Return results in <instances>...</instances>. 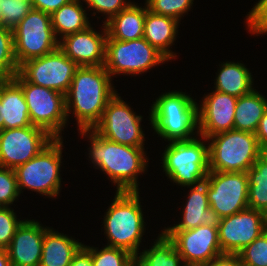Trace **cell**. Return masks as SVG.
Masks as SVG:
<instances>
[{"label": "cell", "mask_w": 267, "mask_h": 266, "mask_svg": "<svg viewBox=\"0 0 267 266\" xmlns=\"http://www.w3.org/2000/svg\"><path fill=\"white\" fill-rule=\"evenodd\" d=\"M78 131L90 142L88 160L95 169L108 175L107 179L116 186V192L140 190L138 176L145 174L150 160L144 151L145 147H131L109 141L93 129Z\"/></svg>", "instance_id": "obj_1"}, {"label": "cell", "mask_w": 267, "mask_h": 266, "mask_svg": "<svg viewBox=\"0 0 267 266\" xmlns=\"http://www.w3.org/2000/svg\"><path fill=\"white\" fill-rule=\"evenodd\" d=\"M104 66L79 67L65 94L67 120L72 113L78 130L93 129L109 100L118 92Z\"/></svg>", "instance_id": "obj_2"}, {"label": "cell", "mask_w": 267, "mask_h": 266, "mask_svg": "<svg viewBox=\"0 0 267 266\" xmlns=\"http://www.w3.org/2000/svg\"><path fill=\"white\" fill-rule=\"evenodd\" d=\"M193 98L182 90H172L165 91L152 102L148 118L158 137L169 143L199 136L198 103Z\"/></svg>", "instance_id": "obj_3"}, {"label": "cell", "mask_w": 267, "mask_h": 266, "mask_svg": "<svg viewBox=\"0 0 267 266\" xmlns=\"http://www.w3.org/2000/svg\"><path fill=\"white\" fill-rule=\"evenodd\" d=\"M115 194L102 222L107 245L125 249L136 257L146 231L140 192L119 191Z\"/></svg>", "instance_id": "obj_4"}, {"label": "cell", "mask_w": 267, "mask_h": 266, "mask_svg": "<svg viewBox=\"0 0 267 266\" xmlns=\"http://www.w3.org/2000/svg\"><path fill=\"white\" fill-rule=\"evenodd\" d=\"M161 156L167 179L184 189L205 182L210 172L208 140L203 136L169 142Z\"/></svg>", "instance_id": "obj_5"}, {"label": "cell", "mask_w": 267, "mask_h": 266, "mask_svg": "<svg viewBox=\"0 0 267 266\" xmlns=\"http://www.w3.org/2000/svg\"><path fill=\"white\" fill-rule=\"evenodd\" d=\"M207 140L210 171L247 172L264 152L251 132L233 129Z\"/></svg>", "instance_id": "obj_6"}, {"label": "cell", "mask_w": 267, "mask_h": 266, "mask_svg": "<svg viewBox=\"0 0 267 266\" xmlns=\"http://www.w3.org/2000/svg\"><path fill=\"white\" fill-rule=\"evenodd\" d=\"M63 141L55 138L38 155L14 169L20 194L28 189L49 198L58 197L62 186Z\"/></svg>", "instance_id": "obj_7"}, {"label": "cell", "mask_w": 267, "mask_h": 266, "mask_svg": "<svg viewBox=\"0 0 267 266\" xmlns=\"http://www.w3.org/2000/svg\"><path fill=\"white\" fill-rule=\"evenodd\" d=\"M169 60L144 38L129 41L106 40L104 67L111 78L137 76Z\"/></svg>", "instance_id": "obj_8"}, {"label": "cell", "mask_w": 267, "mask_h": 266, "mask_svg": "<svg viewBox=\"0 0 267 266\" xmlns=\"http://www.w3.org/2000/svg\"><path fill=\"white\" fill-rule=\"evenodd\" d=\"M13 79L23 90L31 124L44 129L54 138H63L62 131L64 132L69 123L66 116L65 95L29 83L19 73Z\"/></svg>", "instance_id": "obj_9"}, {"label": "cell", "mask_w": 267, "mask_h": 266, "mask_svg": "<svg viewBox=\"0 0 267 266\" xmlns=\"http://www.w3.org/2000/svg\"><path fill=\"white\" fill-rule=\"evenodd\" d=\"M12 31L18 66L59 48V40L52 28L51 15L41 10L29 11Z\"/></svg>", "instance_id": "obj_10"}, {"label": "cell", "mask_w": 267, "mask_h": 266, "mask_svg": "<svg viewBox=\"0 0 267 266\" xmlns=\"http://www.w3.org/2000/svg\"><path fill=\"white\" fill-rule=\"evenodd\" d=\"M143 116L137 115L117 92L107 103L101 120L93 130L103 138L131 147H144L145 134L141 121Z\"/></svg>", "instance_id": "obj_11"}, {"label": "cell", "mask_w": 267, "mask_h": 266, "mask_svg": "<svg viewBox=\"0 0 267 266\" xmlns=\"http://www.w3.org/2000/svg\"><path fill=\"white\" fill-rule=\"evenodd\" d=\"M210 208L221 218L248 208V175L246 172L210 171L205 180Z\"/></svg>", "instance_id": "obj_12"}, {"label": "cell", "mask_w": 267, "mask_h": 266, "mask_svg": "<svg viewBox=\"0 0 267 266\" xmlns=\"http://www.w3.org/2000/svg\"><path fill=\"white\" fill-rule=\"evenodd\" d=\"M79 66L59 48L19 66L18 73L29 83L66 94Z\"/></svg>", "instance_id": "obj_13"}, {"label": "cell", "mask_w": 267, "mask_h": 266, "mask_svg": "<svg viewBox=\"0 0 267 266\" xmlns=\"http://www.w3.org/2000/svg\"><path fill=\"white\" fill-rule=\"evenodd\" d=\"M55 138L31 125L0 131V167L15 169L38 155Z\"/></svg>", "instance_id": "obj_14"}, {"label": "cell", "mask_w": 267, "mask_h": 266, "mask_svg": "<svg viewBox=\"0 0 267 266\" xmlns=\"http://www.w3.org/2000/svg\"><path fill=\"white\" fill-rule=\"evenodd\" d=\"M175 245L185 265L206 266L223 255L218 227L200 225L190 230H162Z\"/></svg>", "instance_id": "obj_15"}, {"label": "cell", "mask_w": 267, "mask_h": 266, "mask_svg": "<svg viewBox=\"0 0 267 266\" xmlns=\"http://www.w3.org/2000/svg\"><path fill=\"white\" fill-rule=\"evenodd\" d=\"M267 230L263 212L247 208L221 218L218 225L219 245L223 254H237Z\"/></svg>", "instance_id": "obj_16"}, {"label": "cell", "mask_w": 267, "mask_h": 266, "mask_svg": "<svg viewBox=\"0 0 267 266\" xmlns=\"http://www.w3.org/2000/svg\"><path fill=\"white\" fill-rule=\"evenodd\" d=\"M101 28L98 32L90 25L85 30L66 35L59 40V49L79 67L104 66L108 33L104 23Z\"/></svg>", "instance_id": "obj_17"}, {"label": "cell", "mask_w": 267, "mask_h": 266, "mask_svg": "<svg viewBox=\"0 0 267 266\" xmlns=\"http://www.w3.org/2000/svg\"><path fill=\"white\" fill-rule=\"evenodd\" d=\"M202 98L198 104L199 136L208 138L233 130L237 97L212 90Z\"/></svg>", "instance_id": "obj_18"}, {"label": "cell", "mask_w": 267, "mask_h": 266, "mask_svg": "<svg viewBox=\"0 0 267 266\" xmlns=\"http://www.w3.org/2000/svg\"><path fill=\"white\" fill-rule=\"evenodd\" d=\"M42 223L23 219L7 248L11 266H40L45 231Z\"/></svg>", "instance_id": "obj_19"}, {"label": "cell", "mask_w": 267, "mask_h": 266, "mask_svg": "<svg viewBox=\"0 0 267 266\" xmlns=\"http://www.w3.org/2000/svg\"><path fill=\"white\" fill-rule=\"evenodd\" d=\"M186 204L183 206L181 221L163 230H190L200 225L218 227L221 217L214 212L209 205L207 195V183L202 182L196 186H188Z\"/></svg>", "instance_id": "obj_20"}, {"label": "cell", "mask_w": 267, "mask_h": 266, "mask_svg": "<svg viewBox=\"0 0 267 266\" xmlns=\"http://www.w3.org/2000/svg\"><path fill=\"white\" fill-rule=\"evenodd\" d=\"M31 125L23 90L13 78H9L0 93V131Z\"/></svg>", "instance_id": "obj_21"}, {"label": "cell", "mask_w": 267, "mask_h": 266, "mask_svg": "<svg viewBox=\"0 0 267 266\" xmlns=\"http://www.w3.org/2000/svg\"><path fill=\"white\" fill-rule=\"evenodd\" d=\"M180 21L151 12L146 5V17L143 30V38L169 61L177 57V53L171 50L178 35Z\"/></svg>", "instance_id": "obj_22"}, {"label": "cell", "mask_w": 267, "mask_h": 266, "mask_svg": "<svg viewBox=\"0 0 267 266\" xmlns=\"http://www.w3.org/2000/svg\"><path fill=\"white\" fill-rule=\"evenodd\" d=\"M137 4L131 2L105 23L108 33L107 39L129 41L143 38L146 4L143 7Z\"/></svg>", "instance_id": "obj_23"}, {"label": "cell", "mask_w": 267, "mask_h": 266, "mask_svg": "<svg viewBox=\"0 0 267 266\" xmlns=\"http://www.w3.org/2000/svg\"><path fill=\"white\" fill-rule=\"evenodd\" d=\"M83 245L79 239L49 227L44 234L40 266H69Z\"/></svg>", "instance_id": "obj_24"}, {"label": "cell", "mask_w": 267, "mask_h": 266, "mask_svg": "<svg viewBox=\"0 0 267 266\" xmlns=\"http://www.w3.org/2000/svg\"><path fill=\"white\" fill-rule=\"evenodd\" d=\"M214 90L237 98L254 90V77L244 63L226 61L219 64Z\"/></svg>", "instance_id": "obj_25"}, {"label": "cell", "mask_w": 267, "mask_h": 266, "mask_svg": "<svg viewBox=\"0 0 267 266\" xmlns=\"http://www.w3.org/2000/svg\"><path fill=\"white\" fill-rule=\"evenodd\" d=\"M267 110V99L256 89L237 98L234 130L254 133Z\"/></svg>", "instance_id": "obj_26"}, {"label": "cell", "mask_w": 267, "mask_h": 266, "mask_svg": "<svg viewBox=\"0 0 267 266\" xmlns=\"http://www.w3.org/2000/svg\"><path fill=\"white\" fill-rule=\"evenodd\" d=\"M81 1L71 0L51 14L52 28L57 39L85 30L91 25L87 16L89 13Z\"/></svg>", "instance_id": "obj_27"}, {"label": "cell", "mask_w": 267, "mask_h": 266, "mask_svg": "<svg viewBox=\"0 0 267 266\" xmlns=\"http://www.w3.org/2000/svg\"><path fill=\"white\" fill-rule=\"evenodd\" d=\"M136 266H185L175 245L161 231L149 249L135 257Z\"/></svg>", "instance_id": "obj_28"}, {"label": "cell", "mask_w": 267, "mask_h": 266, "mask_svg": "<svg viewBox=\"0 0 267 266\" xmlns=\"http://www.w3.org/2000/svg\"><path fill=\"white\" fill-rule=\"evenodd\" d=\"M248 175V208L267 212V151H264L253 166L246 172Z\"/></svg>", "instance_id": "obj_29"}, {"label": "cell", "mask_w": 267, "mask_h": 266, "mask_svg": "<svg viewBox=\"0 0 267 266\" xmlns=\"http://www.w3.org/2000/svg\"><path fill=\"white\" fill-rule=\"evenodd\" d=\"M92 257L93 266H132L135 256L129 251L105 245L99 250L98 247L83 245Z\"/></svg>", "instance_id": "obj_30"}, {"label": "cell", "mask_w": 267, "mask_h": 266, "mask_svg": "<svg viewBox=\"0 0 267 266\" xmlns=\"http://www.w3.org/2000/svg\"><path fill=\"white\" fill-rule=\"evenodd\" d=\"M19 70L14 54L13 31L0 26V75L13 78Z\"/></svg>", "instance_id": "obj_31"}, {"label": "cell", "mask_w": 267, "mask_h": 266, "mask_svg": "<svg viewBox=\"0 0 267 266\" xmlns=\"http://www.w3.org/2000/svg\"><path fill=\"white\" fill-rule=\"evenodd\" d=\"M194 0H145L148 10L181 21L193 7Z\"/></svg>", "instance_id": "obj_32"}, {"label": "cell", "mask_w": 267, "mask_h": 266, "mask_svg": "<svg viewBox=\"0 0 267 266\" xmlns=\"http://www.w3.org/2000/svg\"><path fill=\"white\" fill-rule=\"evenodd\" d=\"M237 255L242 266H267V230Z\"/></svg>", "instance_id": "obj_33"}, {"label": "cell", "mask_w": 267, "mask_h": 266, "mask_svg": "<svg viewBox=\"0 0 267 266\" xmlns=\"http://www.w3.org/2000/svg\"><path fill=\"white\" fill-rule=\"evenodd\" d=\"M3 27L13 29L33 9L31 0H0Z\"/></svg>", "instance_id": "obj_34"}, {"label": "cell", "mask_w": 267, "mask_h": 266, "mask_svg": "<svg viewBox=\"0 0 267 266\" xmlns=\"http://www.w3.org/2000/svg\"><path fill=\"white\" fill-rule=\"evenodd\" d=\"M20 196L14 169L0 167V206L11 207Z\"/></svg>", "instance_id": "obj_35"}, {"label": "cell", "mask_w": 267, "mask_h": 266, "mask_svg": "<svg viewBox=\"0 0 267 266\" xmlns=\"http://www.w3.org/2000/svg\"><path fill=\"white\" fill-rule=\"evenodd\" d=\"M23 220L17 218L13 207L0 206V248L7 249Z\"/></svg>", "instance_id": "obj_36"}, {"label": "cell", "mask_w": 267, "mask_h": 266, "mask_svg": "<svg viewBox=\"0 0 267 266\" xmlns=\"http://www.w3.org/2000/svg\"><path fill=\"white\" fill-rule=\"evenodd\" d=\"M248 31L253 35L267 34V0H258L248 12L246 22Z\"/></svg>", "instance_id": "obj_37"}, {"label": "cell", "mask_w": 267, "mask_h": 266, "mask_svg": "<svg viewBox=\"0 0 267 266\" xmlns=\"http://www.w3.org/2000/svg\"><path fill=\"white\" fill-rule=\"evenodd\" d=\"M86 8L90 11L92 10V16L94 17L96 13H101L106 18L103 22L107 23L113 16L117 15L120 11L125 9L131 2V0H83Z\"/></svg>", "instance_id": "obj_38"}, {"label": "cell", "mask_w": 267, "mask_h": 266, "mask_svg": "<svg viewBox=\"0 0 267 266\" xmlns=\"http://www.w3.org/2000/svg\"><path fill=\"white\" fill-rule=\"evenodd\" d=\"M33 9L41 10L47 14H53L61 6L67 4L71 0H31Z\"/></svg>", "instance_id": "obj_39"}, {"label": "cell", "mask_w": 267, "mask_h": 266, "mask_svg": "<svg viewBox=\"0 0 267 266\" xmlns=\"http://www.w3.org/2000/svg\"><path fill=\"white\" fill-rule=\"evenodd\" d=\"M69 266H93L91 253L82 246L73 256Z\"/></svg>", "instance_id": "obj_40"}, {"label": "cell", "mask_w": 267, "mask_h": 266, "mask_svg": "<svg viewBox=\"0 0 267 266\" xmlns=\"http://www.w3.org/2000/svg\"><path fill=\"white\" fill-rule=\"evenodd\" d=\"M255 135L260 147L264 151H267V110L264 112L263 117L260 119Z\"/></svg>", "instance_id": "obj_41"}, {"label": "cell", "mask_w": 267, "mask_h": 266, "mask_svg": "<svg viewBox=\"0 0 267 266\" xmlns=\"http://www.w3.org/2000/svg\"><path fill=\"white\" fill-rule=\"evenodd\" d=\"M206 266H242L237 254H223Z\"/></svg>", "instance_id": "obj_42"}, {"label": "cell", "mask_w": 267, "mask_h": 266, "mask_svg": "<svg viewBox=\"0 0 267 266\" xmlns=\"http://www.w3.org/2000/svg\"><path fill=\"white\" fill-rule=\"evenodd\" d=\"M0 266H11L7 249L0 248Z\"/></svg>", "instance_id": "obj_43"}, {"label": "cell", "mask_w": 267, "mask_h": 266, "mask_svg": "<svg viewBox=\"0 0 267 266\" xmlns=\"http://www.w3.org/2000/svg\"><path fill=\"white\" fill-rule=\"evenodd\" d=\"M8 79H9L8 77L3 76V75H0V93H1V90H2V86H3V84H4Z\"/></svg>", "instance_id": "obj_44"}, {"label": "cell", "mask_w": 267, "mask_h": 266, "mask_svg": "<svg viewBox=\"0 0 267 266\" xmlns=\"http://www.w3.org/2000/svg\"><path fill=\"white\" fill-rule=\"evenodd\" d=\"M0 26H3V24H2V13H1V9H0Z\"/></svg>", "instance_id": "obj_45"}]
</instances>
